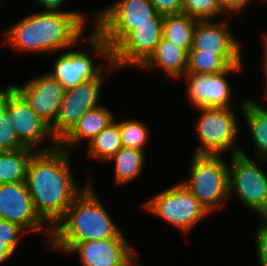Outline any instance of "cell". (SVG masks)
Returning <instances> with one entry per match:
<instances>
[{
    "label": "cell",
    "mask_w": 267,
    "mask_h": 266,
    "mask_svg": "<svg viewBox=\"0 0 267 266\" xmlns=\"http://www.w3.org/2000/svg\"><path fill=\"white\" fill-rule=\"evenodd\" d=\"M70 152L59 146L35 152L26 170V185L39 216L53 228L74 199L86 188L76 183Z\"/></svg>",
    "instance_id": "obj_1"
},
{
    "label": "cell",
    "mask_w": 267,
    "mask_h": 266,
    "mask_svg": "<svg viewBox=\"0 0 267 266\" xmlns=\"http://www.w3.org/2000/svg\"><path fill=\"white\" fill-rule=\"evenodd\" d=\"M87 16L80 11L41 10L26 15L4 31L6 45L18 52L56 53L82 41Z\"/></svg>",
    "instance_id": "obj_2"
},
{
    "label": "cell",
    "mask_w": 267,
    "mask_h": 266,
    "mask_svg": "<svg viewBox=\"0 0 267 266\" xmlns=\"http://www.w3.org/2000/svg\"><path fill=\"white\" fill-rule=\"evenodd\" d=\"M92 180L52 228L49 244H78L105 239H128L98 198Z\"/></svg>",
    "instance_id": "obj_3"
},
{
    "label": "cell",
    "mask_w": 267,
    "mask_h": 266,
    "mask_svg": "<svg viewBox=\"0 0 267 266\" xmlns=\"http://www.w3.org/2000/svg\"><path fill=\"white\" fill-rule=\"evenodd\" d=\"M163 21L164 15L157 13L153 23L94 25L92 28L108 43L111 62L117 71L129 66L139 69L155 52L162 38Z\"/></svg>",
    "instance_id": "obj_4"
},
{
    "label": "cell",
    "mask_w": 267,
    "mask_h": 266,
    "mask_svg": "<svg viewBox=\"0 0 267 266\" xmlns=\"http://www.w3.org/2000/svg\"><path fill=\"white\" fill-rule=\"evenodd\" d=\"M190 178L180 182L212 214L229 196L228 162L223 155L192 154Z\"/></svg>",
    "instance_id": "obj_5"
},
{
    "label": "cell",
    "mask_w": 267,
    "mask_h": 266,
    "mask_svg": "<svg viewBox=\"0 0 267 266\" xmlns=\"http://www.w3.org/2000/svg\"><path fill=\"white\" fill-rule=\"evenodd\" d=\"M82 42L92 49L93 54L80 49L63 51L54 61L53 71L48 72L65 90L98 78L112 64L108 43L94 29ZM93 56L103 58V61L99 65L94 64Z\"/></svg>",
    "instance_id": "obj_6"
},
{
    "label": "cell",
    "mask_w": 267,
    "mask_h": 266,
    "mask_svg": "<svg viewBox=\"0 0 267 266\" xmlns=\"http://www.w3.org/2000/svg\"><path fill=\"white\" fill-rule=\"evenodd\" d=\"M237 107L197 108L200 115L196 119L195 132L199 146L194 154L230 155L240 153L238 145L239 120L235 110Z\"/></svg>",
    "instance_id": "obj_7"
},
{
    "label": "cell",
    "mask_w": 267,
    "mask_h": 266,
    "mask_svg": "<svg viewBox=\"0 0 267 266\" xmlns=\"http://www.w3.org/2000/svg\"><path fill=\"white\" fill-rule=\"evenodd\" d=\"M144 203L142 206L147 212L186 234L210 215L181 182L152 195Z\"/></svg>",
    "instance_id": "obj_8"
},
{
    "label": "cell",
    "mask_w": 267,
    "mask_h": 266,
    "mask_svg": "<svg viewBox=\"0 0 267 266\" xmlns=\"http://www.w3.org/2000/svg\"><path fill=\"white\" fill-rule=\"evenodd\" d=\"M229 157V196L234 193L244 208L260 217L267 216V174L260 167L267 159L253 161L244 149Z\"/></svg>",
    "instance_id": "obj_9"
},
{
    "label": "cell",
    "mask_w": 267,
    "mask_h": 266,
    "mask_svg": "<svg viewBox=\"0 0 267 266\" xmlns=\"http://www.w3.org/2000/svg\"><path fill=\"white\" fill-rule=\"evenodd\" d=\"M0 102L9 110L12 124L19 141L35 152H46L58 147L50 131V126L39 117L30 107L25 98L9 84L0 89ZM49 138V139H48ZM48 139L52 146H43L41 143Z\"/></svg>",
    "instance_id": "obj_10"
},
{
    "label": "cell",
    "mask_w": 267,
    "mask_h": 266,
    "mask_svg": "<svg viewBox=\"0 0 267 266\" xmlns=\"http://www.w3.org/2000/svg\"><path fill=\"white\" fill-rule=\"evenodd\" d=\"M116 70L111 64L98 78L65 90L57 118L50 126L51 134L58 143L74 128L87 111L101 105L99 98L104 75H109Z\"/></svg>",
    "instance_id": "obj_11"
},
{
    "label": "cell",
    "mask_w": 267,
    "mask_h": 266,
    "mask_svg": "<svg viewBox=\"0 0 267 266\" xmlns=\"http://www.w3.org/2000/svg\"><path fill=\"white\" fill-rule=\"evenodd\" d=\"M0 219L16 223L31 234L44 233L47 245L50 242L52 228L37 213L26 182L0 185Z\"/></svg>",
    "instance_id": "obj_12"
},
{
    "label": "cell",
    "mask_w": 267,
    "mask_h": 266,
    "mask_svg": "<svg viewBox=\"0 0 267 266\" xmlns=\"http://www.w3.org/2000/svg\"><path fill=\"white\" fill-rule=\"evenodd\" d=\"M133 247L128 239H105L78 244H49L46 248L67 255L77 253L82 266H124L137 254Z\"/></svg>",
    "instance_id": "obj_13"
},
{
    "label": "cell",
    "mask_w": 267,
    "mask_h": 266,
    "mask_svg": "<svg viewBox=\"0 0 267 266\" xmlns=\"http://www.w3.org/2000/svg\"><path fill=\"white\" fill-rule=\"evenodd\" d=\"M243 65L230 66L227 70L217 74L185 73L187 79L186 96L193 108L207 107H235L232 105V88L227 78L232 73H240ZM229 76V77H228Z\"/></svg>",
    "instance_id": "obj_14"
},
{
    "label": "cell",
    "mask_w": 267,
    "mask_h": 266,
    "mask_svg": "<svg viewBox=\"0 0 267 266\" xmlns=\"http://www.w3.org/2000/svg\"><path fill=\"white\" fill-rule=\"evenodd\" d=\"M229 28L228 20L224 19L197 21L190 50L213 52L229 66L243 65L242 42Z\"/></svg>",
    "instance_id": "obj_15"
},
{
    "label": "cell",
    "mask_w": 267,
    "mask_h": 266,
    "mask_svg": "<svg viewBox=\"0 0 267 266\" xmlns=\"http://www.w3.org/2000/svg\"><path fill=\"white\" fill-rule=\"evenodd\" d=\"M11 85L49 126L55 122L65 92V88L57 79L46 73L33 77L22 86Z\"/></svg>",
    "instance_id": "obj_16"
},
{
    "label": "cell",
    "mask_w": 267,
    "mask_h": 266,
    "mask_svg": "<svg viewBox=\"0 0 267 266\" xmlns=\"http://www.w3.org/2000/svg\"><path fill=\"white\" fill-rule=\"evenodd\" d=\"M157 11L150 0H116L106 8L96 11L94 25H137L153 23Z\"/></svg>",
    "instance_id": "obj_17"
},
{
    "label": "cell",
    "mask_w": 267,
    "mask_h": 266,
    "mask_svg": "<svg viewBox=\"0 0 267 266\" xmlns=\"http://www.w3.org/2000/svg\"><path fill=\"white\" fill-rule=\"evenodd\" d=\"M114 119V113L101 104L87 111L74 128L58 143V146L72 153L75 146L85 140L88 144Z\"/></svg>",
    "instance_id": "obj_18"
},
{
    "label": "cell",
    "mask_w": 267,
    "mask_h": 266,
    "mask_svg": "<svg viewBox=\"0 0 267 266\" xmlns=\"http://www.w3.org/2000/svg\"><path fill=\"white\" fill-rule=\"evenodd\" d=\"M187 65L188 52L162 36L155 52L139 69L162 70L168 78L181 80L186 73Z\"/></svg>",
    "instance_id": "obj_19"
},
{
    "label": "cell",
    "mask_w": 267,
    "mask_h": 266,
    "mask_svg": "<svg viewBox=\"0 0 267 266\" xmlns=\"http://www.w3.org/2000/svg\"><path fill=\"white\" fill-rule=\"evenodd\" d=\"M239 109L255 144V158L267 159V108L252 98L241 101Z\"/></svg>",
    "instance_id": "obj_20"
},
{
    "label": "cell",
    "mask_w": 267,
    "mask_h": 266,
    "mask_svg": "<svg viewBox=\"0 0 267 266\" xmlns=\"http://www.w3.org/2000/svg\"><path fill=\"white\" fill-rule=\"evenodd\" d=\"M145 151L121 147L108 161L114 163V181L117 185L129 184L140 176L146 162Z\"/></svg>",
    "instance_id": "obj_21"
},
{
    "label": "cell",
    "mask_w": 267,
    "mask_h": 266,
    "mask_svg": "<svg viewBox=\"0 0 267 266\" xmlns=\"http://www.w3.org/2000/svg\"><path fill=\"white\" fill-rule=\"evenodd\" d=\"M87 146V155L92 160L108 163L107 161L122 147L120 122H117L116 117Z\"/></svg>",
    "instance_id": "obj_22"
},
{
    "label": "cell",
    "mask_w": 267,
    "mask_h": 266,
    "mask_svg": "<svg viewBox=\"0 0 267 266\" xmlns=\"http://www.w3.org/2000/svg\"><path fill=\"white\" fill-rule=\"evenodd\" d=\"M34 153L30 148L0 152V185L25 182L27 165Z\"/></svg>",
    "instance_id": "obj_23"
},
{
    "label": "cell",
    "mask_w": 267,
    "mask_h": 266,
    "mask_svg": "<svg viewBox=\"0 0 267 266\" xmlns=\"http://www.w3.org/2000/svg\"><path fill=\"white\" fill-rule=\"evenodd\" d=\"M196 23L197 20L187 14L164 15L162 36L189 52Z\"/></svg>",
    "instance_id": "obj_24"
},
{
    "label": "cell",
    "mask_w": 267,
    "mask_h": 266,
    "mask_svg": "<svg viewBox=\"0 0 267 266\" xmlns=\"http://www.w3.org/2000/svg\"><path fill=\"white\" fill-rule=\"evenodd\" d=\"M230 66L213 52L189 50L186 73L217 74L227 70Z\"/></svg>",
    "instance_id": "obj_25"
},
{
    "label": "cell",
    "mask_w": 267,
    "mask_h": 266,
    "mask_svg": "<svg viewBox=\"0 0 267 266\" xmlns=\"http://www.w3.org/2000/svg\"><path fill=\"white\" fill-rule=\"evenodd\" d=\"M148 129L144 122L136 119L120 121L122 146L144 151L150 135Z\"/></svg>",
    "instance_id": "obj_26"
},
{
    "label": "cell",
    "mask_w": 267,
    "mask_h": 266,
    "mask_svg": "<svg viewBox=\"0 0 267 266\" xmlns=\"http://www.w3.org/2000/svg\"><path fill=\"white\" fill-rule=\"evenodd\" d=\"M182 13L197 21L213 20L226 15L220 0H183Z\"/></svg>",
    "instance_id": "obj_27"
},
{
    "label": "cell",
    "mask_w": 267,
    "mask_h": 266,
    "mask_svg": "<svg viewBox=\"0 0 267 266\" xmlns=\"http://www.w3.org/2000/svg\"><path fill=\"white\" fill-rule=\"evenodd\" d=\"M26 148L18 139L9 110L0 102V152Z\"/></svg>",
    "instance_id": "obj_28"
},
{
    "label": "cell",
    "mask_w": 267,
    "mask_h": 266,
    "mask_svg": "<svg viewBox=\"0 0 267 266\" xmlns=\"http://www.w3.org/2000/svg\"><path fill=\"white\" fill-rule=\"evenodd\" d=\"M27 231L16 223L0 219V244H6L13 252L16 251L20 244V235Z\"/></svg>",
    "instance_id": "obj_29"
},
{
    "label": "cell",
    "mask_w": 267,
    "mask_h": 266,
    "mask_svg": "<svg viewBox=\"0 0 267 266\" xmlns=\"http://www.w3.org/2000/svg\"><path fill=\"white\" fill-rule=\"evenodd\" d=\"M261 224L255 228V248L259 266H267V216H261Z\"/></svg>",
    "instance_id": "obj_30"
},
{
    "label": "cell",
    "mask_w": 267,
    "mask_h": 266,
    "mask_svg": "<svg viewBox=\"0 0 267 266\" xmlns=\"http://www.w3.org/2000/svg\"><path fill=\"white\" fill-rule=\"evenodd\" d=\"M157 13L172 15L182 13L183 0H150Z\"/></svg>",
    "instance_id": "obj_31"
},
{
    "label": "cell",
    "mask_w": 267,
    "mask_h": 266,
    "mask_svg": "<svg viewBox=\"0 0 267 266\" xmlns=\"http://www.w3.org/2000/svg\"><path fill=\"white\" fill-rule=\"evenodd\" d=\"M253 0H220L224 13H241Z\"/></svg>",
    "instance_id": "obj_32"
},
{
    "label": "cell",
    "mask_w": 267,
    "mask_h": 266,
    "mask_svg": "<svg viewBox=\"0 0 267 266\" xmlns=\"http://www.w3.org/2000/svg\"><path fill=\"white\" fill-rule=\"evenodd\" d=\"M39 7L41 6L43 10L51 11H65L63 5L66 3V0H35Z\"/></svg>",
    "instance_id": "obj_33"
},
{
    "label": "cell",
    "mask_w": 267,
    "mask_h": 266,
    "mask_svg": "<svg viewBox=\"0 0 267 266\" xmlns=\"http://www.w3.org/2000/svg\"><path fill=\"white\" fill-rule=\"evenodd\" d=\"M14 253L15 252H13L6 244H0V263L4 264V262L9 260Z\"/></svg>",
    "instance_id": "obj_34"
},
{
    "label": "cell",
    "mask_w": 267,
    "mask_h": 266,
    "mask_svg": "<svg viewBox=\"0 0 267 266\" xmlns=\"http://www.w3.org/2000/svg\"><path fill=\"white\" fill-rule=\"evenodd\" d=\"M265 33V34H264ZM263 33V37H262V41H263V47L262 48H264L263 49V54H262V56H263V65H262V67H263V73H265V79H267V33L266 32H264Z\"/></svg>",
    "instance_id": "obj_35"
},
{
    "label": "cell",
    "mask_w": 267,
    "mask_h": 266,
    "mask_svg": "<svg viewBox=\"0 0 267 266\" xmlns=\"http://www.w3.org/2000/svg\"><path fill=\"white\" fill-rule=\"evenodd\" d=\"M138 253L135 254L124 266H142L138 260Z\"/></svg>",
    "instance_id": "obj_36"
},
{
    "label": "cell",
    "mask_w": 267,
    "mask_h": 266,
    "mask_svg": "<svg viewBox=\"0 0 267 266\" xmlns=\"http://www.w3.org/2000/svg\"><path fill=\"white\" fill-rule=\"evenodd\" d=\"M265 84H266V87H265V94H263V96H264V100H267V79L265 80ZM265 103H267V101L265 102Z\"/></svg>",
    "instance_id": "obj_37"
}]
</instances>
